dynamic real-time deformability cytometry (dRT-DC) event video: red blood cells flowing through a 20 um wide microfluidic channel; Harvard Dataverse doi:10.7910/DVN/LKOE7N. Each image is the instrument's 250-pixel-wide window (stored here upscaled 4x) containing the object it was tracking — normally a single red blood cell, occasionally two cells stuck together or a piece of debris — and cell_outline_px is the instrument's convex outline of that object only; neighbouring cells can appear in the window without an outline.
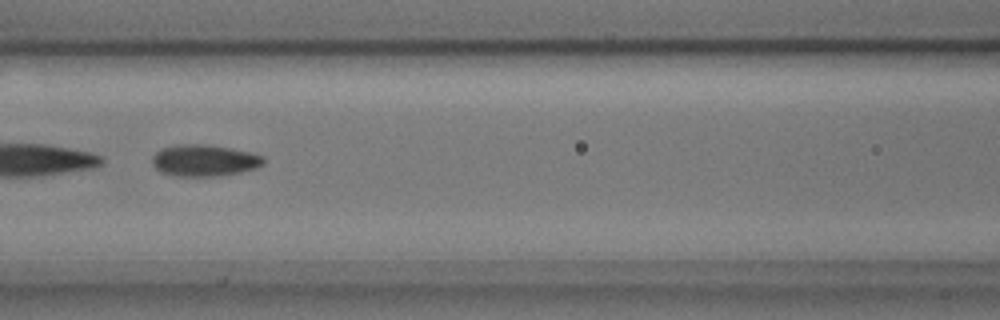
{"species": "common noctule bat (a hibernating species)", "species_latin": "Nyctalus noctula", "temperature_condition": "cold", "stored_images_in_passage": 6, "camera_frame_rate_fps": 3000, "um_per_image_px": 0.085, "animal": {"sex": "male", "body_mass_g": 17.9, "forearm_length_mm": 54.2}, "frame": {"image": 1, "passage_image": 6, "time_ms": 1.667, "image_size_px": [1000, 320], "cell_outline_px": [[264, 164], [256, 168], [240, 172], [220, 176], [176, 176], [160, 172], [152, 164], [152, 156], [160, 148], [180, 144], [208, 144], [232, 148], [252, 152], [264, 156]], "centroid_in_image_um": [17.37, 13.63], "position_along_channel_um": 149.2, "area_um2": 20.81}}